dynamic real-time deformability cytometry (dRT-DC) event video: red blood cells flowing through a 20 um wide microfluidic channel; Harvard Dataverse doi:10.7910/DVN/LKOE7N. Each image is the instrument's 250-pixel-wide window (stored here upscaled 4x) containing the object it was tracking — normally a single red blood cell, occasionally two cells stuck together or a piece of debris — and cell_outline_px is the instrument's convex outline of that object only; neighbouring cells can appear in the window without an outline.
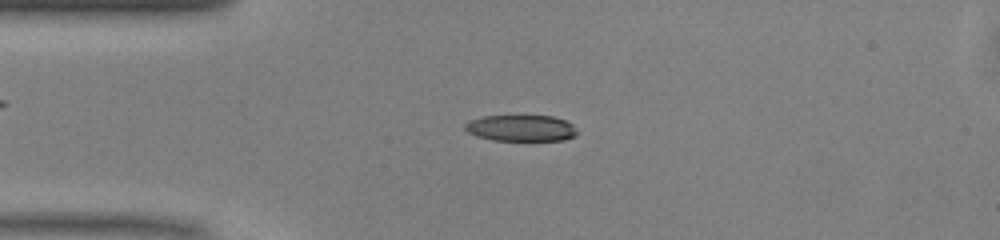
{"species": "common noctule bat (a hibernating species)", "species_latin": "Nyctalus noctula", "temperature_condition": "warm", "stored_images_in_passage": 49, "camera_frame_rate_fps": 3000, "um_per_image_px": 0.085, "animal": {"sex": "male", "body_mass_g": 13.0, "forearm_length_mm": 53.1}, "frame": {"image": 1, "passage_image": 11, "time_ms": 3.333, "image_size_px": [1000, 240], "cell_outline_px": [[580, 132], [576, 136], [564, 140], [492, 140], [476, 136], [468, 132], [464, 128], [464, 124], [468, 120], [484, 116], [552, 116], [564, 120], [572, 124]], "centroid_in_image_um": [44.3, 10.89], "position_along_channel_um": 40.7, "area_um2": 17.28}}
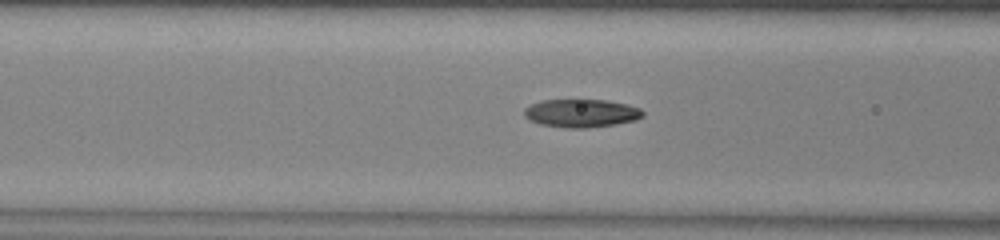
{"frame": {"image": 2, "passage_image": 18, "time_ms": 5.667, "image_size_px": [1000, 240], "cell_outline_px": [[644, 116], [636, 120], [616, 124], [588, 128], [564, 128], [540, 124], [528, 120], [524, 116], [524, 108], [528, 104], [540, 100], [608, 100], [628, 104], [640, 108], [644, 112]], "centroid_in_image_um": [49.39, 9.62], "position_along_channel_um": 117.2, "area_um2": 19.83}}
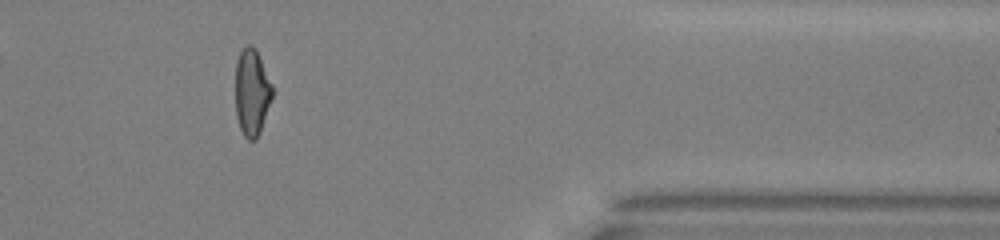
{"frame": {"image": 3, "passage_image": 40, "time_ms": 13.0, "image_size_px": [1000, 240], "cell_outline_px": [[272, 96], [260, 132], [256, 140], [248, 140], [244, 136], [240, 128], [236, 116], [236, 60], [240, 52], [248, 44], [252, 44], [256, 48], [272, 84]], "centroid_in_image_um": [21.4, 7.83], "position_along_channel_um": 390.0, "area_um2": 18.61}, "authors_computed_cell_mechanics": {"area_um2": 18.9584, "velocity_mm_per_s": 4.133, "shape_relaxation_time_tau1_ms": 5.7107, "shape_relaxation_time_tau2_ms": 2.1175, "deformation_change_tau1": 0.1854, "deformation_change_tau2": 0.087}}